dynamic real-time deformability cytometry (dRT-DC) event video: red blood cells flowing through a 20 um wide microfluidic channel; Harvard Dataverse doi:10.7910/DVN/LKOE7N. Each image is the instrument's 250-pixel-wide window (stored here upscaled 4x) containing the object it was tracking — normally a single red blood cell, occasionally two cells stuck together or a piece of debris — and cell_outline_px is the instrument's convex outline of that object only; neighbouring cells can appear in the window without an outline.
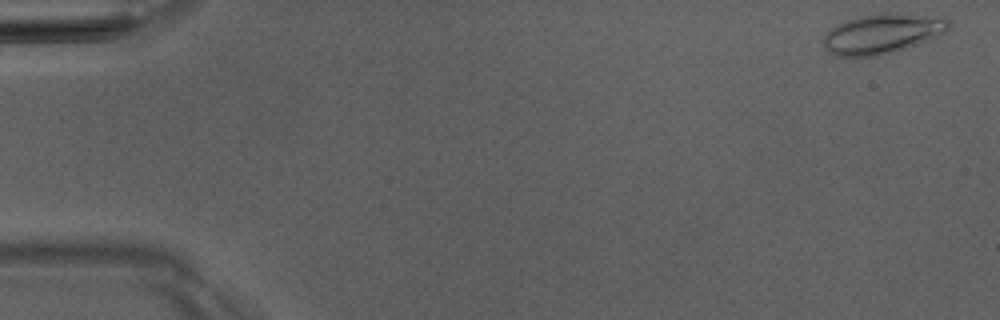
{"species": "Egyptian fruit bat (a non-hibernating species)", "species_latin": "Rousettus aegyptiacus", "temperature_condition": "room temperature", "stored_images_in_passage": 5, "camera_frame_rate_fps": 3000, "um_per_image_px": 0.085, "animal": {"sex": "male"}, "frame": {"image": 1, "passage_image": 1, "time_ms": 0.0, "image_size_px": [1000, 320], "cell_outline_px": [[952, 24], [948, 32], [940, 36], [880, 56], [832, 56], [824, 48], [824, 36], [836, 24], [860, 16], [888, 12], [900, 12], [944, 16]], "centroid_in_image_um": [75.07, 2.84], "position_along_channel_um": 9.9, "area_um2": 29.59}}